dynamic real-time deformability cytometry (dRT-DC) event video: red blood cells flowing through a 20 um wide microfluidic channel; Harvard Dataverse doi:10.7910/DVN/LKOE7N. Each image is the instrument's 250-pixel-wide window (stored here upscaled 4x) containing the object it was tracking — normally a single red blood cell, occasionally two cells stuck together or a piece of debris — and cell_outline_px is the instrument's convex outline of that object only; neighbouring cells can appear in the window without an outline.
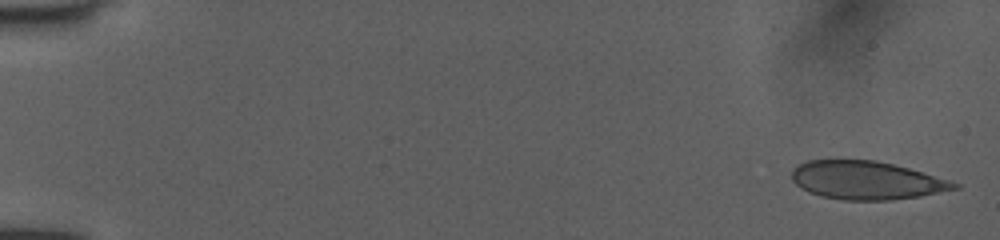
{"species": "human", "species_latin": "Homo sapiens", "temperature_condition": "room temperature", "stored_images_in_passage": 47, "camera_frame_rate_fps": 3000, "um_per_image_px": 0.085, "donor": {"sex": "female"}, "frame": {"image": 1, "passage_image": 1, "time_ms": 0.0, "image_size_px": [1000, 240], "cell_outline_px": [[960, 188], [920, 196], [888, 200], [844, 200], [820, 196], [808, 192], [796, 184], [792, 180], [792, 172], [800, 164], [808, 160], [876, 160], [908, 168], [948, 180], [960, 184]], "centroid_in_image_um": [73.64, 15.33], "position_along_channel_um": 11.4, "area_um2": 35.89}}
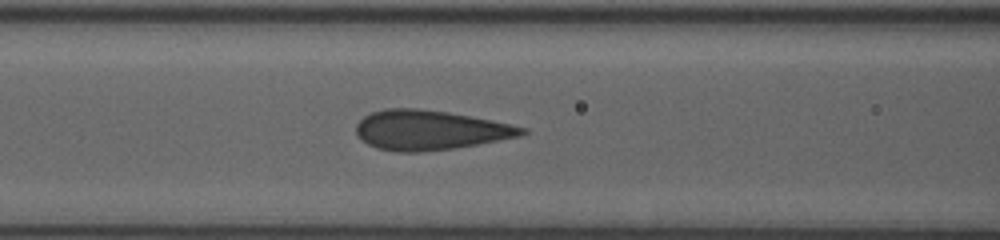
{"frame": {"image": 2, "passage_image": 20, "time_ms": 6.333, "image_size_px": [1000, 240], "cell_outline_px": [[528, 132], [520, 136], [456, 148], [420, 152], [396, 152], [376, 148], [360, 140], [356, 136], [356, 124], [364, 116], [372, 112], [384, 108], [416, 108], [448, 112], [528, 128]], "centroid_in_image_um": [36.48, 11.07], "position_along_channel_um": 130.1, "area_um2": 38.26}}
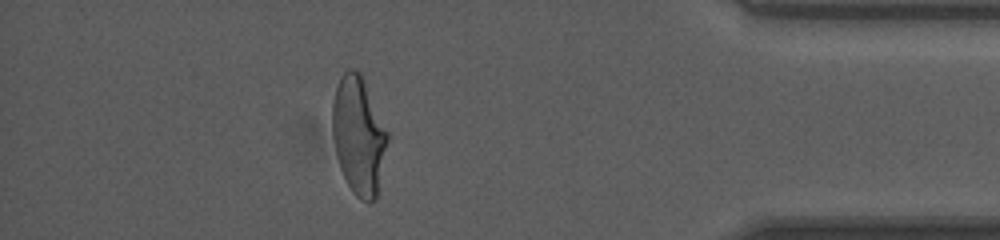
{"frame": {"image": 3, "passage_image": 41, "time_ms": 13.333, "image_size_px": [1000, 240], "cell_outline_px": [[388, 140], [376, 196], [368, 204], [360, 200], [352, 192], [340, 168], [332, 136], [332, 104], [336, 88], [340, 76], [348, 68], [356, 68], [360, 72], [364, 80], [388, 132]], "centroid_in_image_um": [30.46, 11.49], "position_along_channel_um": 404.7, "area_um2": 37.69}, "authors_computed_cell_mechanics": {"area_um2": 37.859, "velocity_mm_per_s": 4.0355, "shape_relaxation_time_tau1_ms": 5.8528, "shape_relaxation_time_tau2_ms": null, "deformation_change_tau1": 0.1823, "deformation_change_tau2": null}}